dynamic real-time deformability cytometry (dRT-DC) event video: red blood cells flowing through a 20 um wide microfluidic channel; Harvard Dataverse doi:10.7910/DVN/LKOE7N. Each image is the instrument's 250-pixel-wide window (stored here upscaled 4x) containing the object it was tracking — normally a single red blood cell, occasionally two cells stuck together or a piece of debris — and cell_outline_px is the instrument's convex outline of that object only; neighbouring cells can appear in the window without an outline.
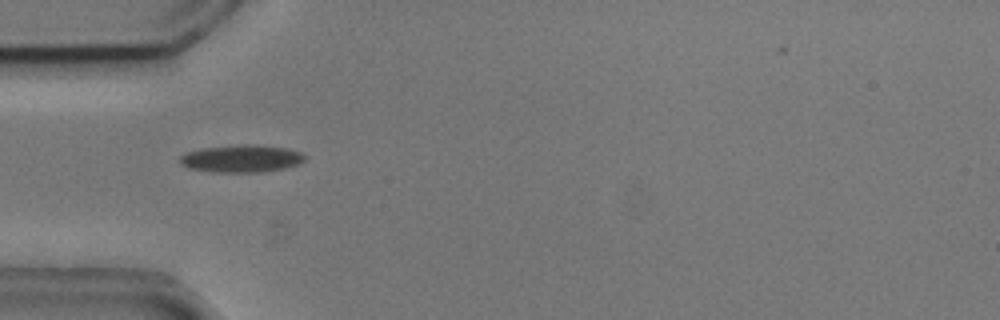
{"species": "common noctule bat (a hibernating species)", "species_latin": "Nyctalus noctula", "temperature_condition": "cold", "stored_images_in_passage": 36, "camera_frame_rate_fps": 3000, "um_per_image_px": 0.085, "animal": {"sex": "male", "body_mass_g": 20.5, "forearm_length_mm": 52.5}, "frame": {"image": 1, "passage_image": 1, "time_ms": 0.0, "image_size_px": [1000, 320], "cell_outline_px": [[304, 160], [300, 164], [284, 168], [264, 172], [212, 172], [188, 168], [180, 164], [180, 156], [184, 152], [204, 148], [244, 144], [248, 144], [288, 148], [300, 152], [304, 156]], "centroid_in_image_um": [20.5, 13.49], "position_along_channel_um": 64.5, "area_um2": 20.0}}
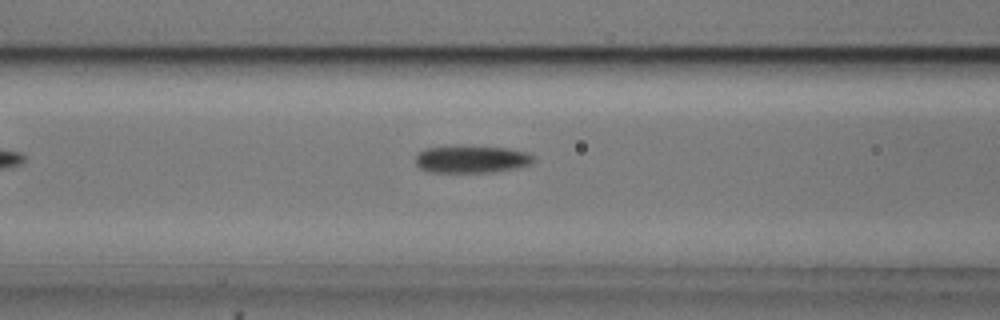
{"frame": {"image": 2, "passage_image": 6, "time_ms": 1.667, "image_size_px": [1000, 320], "cell_outline_px": [[536, 160], [532, 164], [520, 168], [492, 172], [428, 172], [420, 168], [416, 164], [416, 156], [424, 148], [508, 148], [528, 152], [536, 156]], "centroid_in_image_um": [40.18, 13.58], "position_along_channel_um": 126.4, "area_um2": 18.44}}
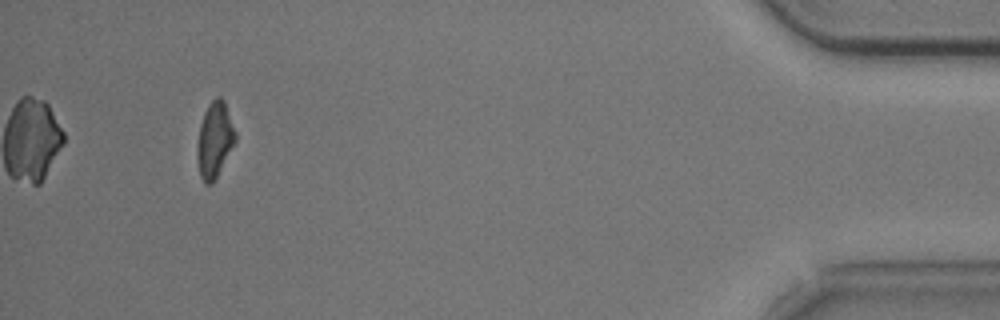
{"frame": {"image": 3, "passage_image": 35, "time_ms": 11.333, "image_size_px": [1000, 320], "cell_outline_px": [[236, 140], [212, 184], [204, 184], [200, 176], [196, 156], [196, 148], [200, 124], [204, 112], [208, 104], [216, 96], [220, 96], [224, 100], [236, 132]], "centroid_in_image_um": [18.22, 11.87], "position_along_channel_um": 417.0, "area_um2": 16.82}}